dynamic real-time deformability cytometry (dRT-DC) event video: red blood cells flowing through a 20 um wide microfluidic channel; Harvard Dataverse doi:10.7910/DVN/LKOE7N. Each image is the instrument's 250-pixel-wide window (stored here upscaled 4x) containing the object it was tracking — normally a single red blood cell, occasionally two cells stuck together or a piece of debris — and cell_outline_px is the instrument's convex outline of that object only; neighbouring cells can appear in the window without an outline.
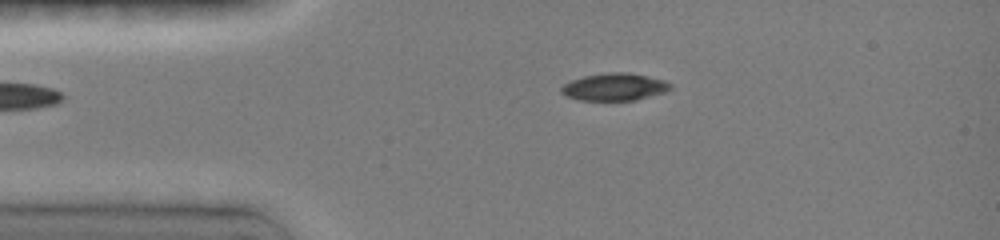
{"species": "common noctule bat (a hibernating species)", "species_latin": "Nyctalus noctula", "temperature_condition": "room temperature", "stored_images_in_passage": 3, "camera_frame_rate_fps": 3000, "um_per_image_px": 0.085, "animal": {"sex": "female", "body_mass_g": 19.0, "forearm_length_mm": 51.5}, "frame": {"image": 1, "passage_image": 3, "time_ms": 0.667, "image_size_px": [1000, 240], "cell_outline_px": [[672, 88], [664, 92], [636, 100], [580, 100], [568, 96], [560, 92], [560, 88], [564, 84], [572, 80], [584, 76], [608, 72], [624, 72], [664, 80], [672, 84]], "centroid_in_image_um": [52.22, 7.39], "position_along_channel_um": 32.8, "area_um2": 17.17}}